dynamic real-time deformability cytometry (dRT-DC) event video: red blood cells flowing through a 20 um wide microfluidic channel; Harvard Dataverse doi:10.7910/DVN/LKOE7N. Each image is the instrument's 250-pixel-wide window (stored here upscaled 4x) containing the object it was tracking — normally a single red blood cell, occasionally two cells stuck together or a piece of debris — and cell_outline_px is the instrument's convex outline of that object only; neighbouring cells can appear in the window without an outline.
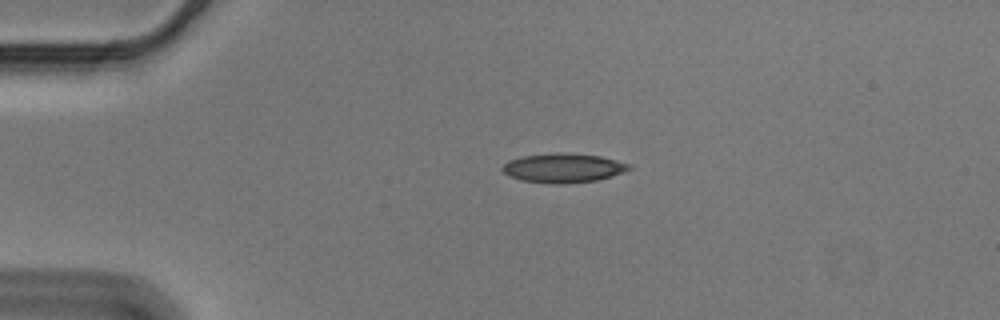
{"species": "Egyptian fruit bat (a non-hibernating species)", "species_latin": "Rousettus aegyptiacus", "temperature_condition": "cold", "stored_images_in_passage": 44, "camera_frame_rate_fps": 3000, "um_per_image_px": 0.085, "animal": {"sex": "male"}, "frame": {"image": 1, "passage_image": 1, "time_ms": 0.0, "image_size_px": [1000, 320], "cell_outline_px": [[632, 168], [624, 172], [612, 176], [596, 180], [560, 184], [552, 184], [520, 180], [508, 176], [500, 168], [508, 160], [520, 156], [556, 152], [564, 152], [600, 156], [616, 160], [628, 164]], "centroid_in_image_um": [47.83, 14.27], "position_along_channel_um": 37.2, "area_um2": 21.73}}
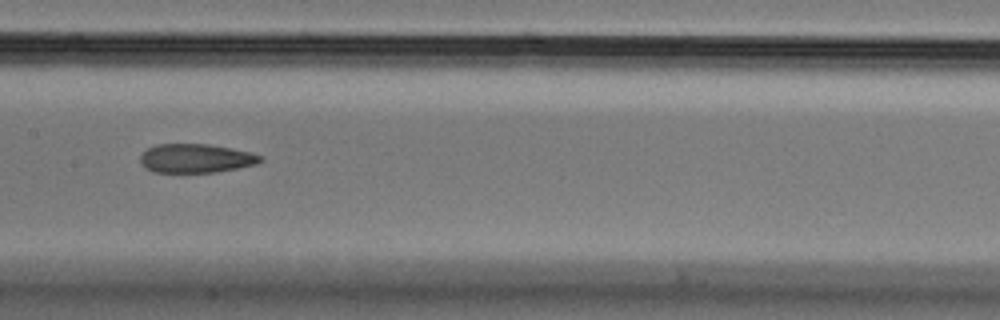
{"frame": {"image": 2, "passage_image": 17, "time_ms": 5.333, "image_size_px": [1000, 320], "cell_outline_px": [[264, 160], [256, 164], [240, 168], [216, 172], [152, 172], [140, 160], [140, 156], [148, 148], [156, 144], [208, 144], [232, 148], [252, 152], [264, 156]], "centroid_in_image_um": [16.73, 13.45], "position_along_channel_um": 190.7, "area_um2": 20.29}}
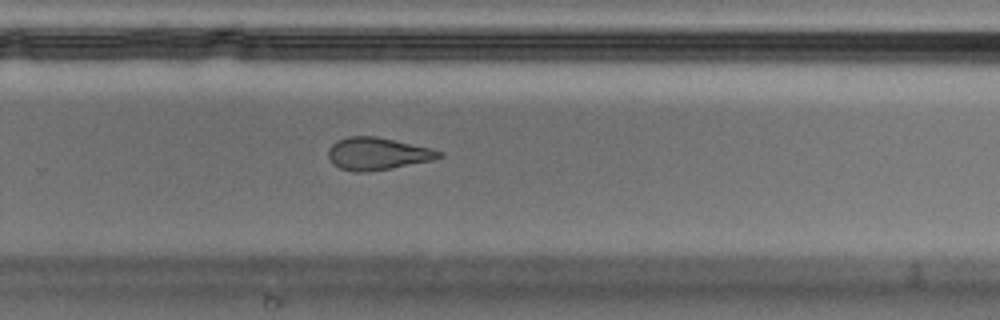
{"frame": {"image": 3, "passage_image": 26, "time_ms": 8.333, "image_size_px": [1000, 320], "cell_outline_px": [[444, 156], [432, 160], [392, 168], [368, 172], [352, 172], [340, 168], [332, 164], [328, 156], [328, 148], [336, 140], [348, 136], [376, 136], [432, 148], [444, 152]], "centroid_in_image_um": [32.08, 13.06], "position_along_channel_um": 297.7, "area_um2": 21.15}, "authors_computed_cell_mechanics": {"area_um2": 21.5883, "velocity_mm_per_s": 3.5783, "shape_relaxation_time_tau1_ms": 9.3929, "shape_relaxation_time_tau2_ms": 2.5037, "deformation_change_tau1": 0.2001, "deformation_change_tau2": 0.1013}}